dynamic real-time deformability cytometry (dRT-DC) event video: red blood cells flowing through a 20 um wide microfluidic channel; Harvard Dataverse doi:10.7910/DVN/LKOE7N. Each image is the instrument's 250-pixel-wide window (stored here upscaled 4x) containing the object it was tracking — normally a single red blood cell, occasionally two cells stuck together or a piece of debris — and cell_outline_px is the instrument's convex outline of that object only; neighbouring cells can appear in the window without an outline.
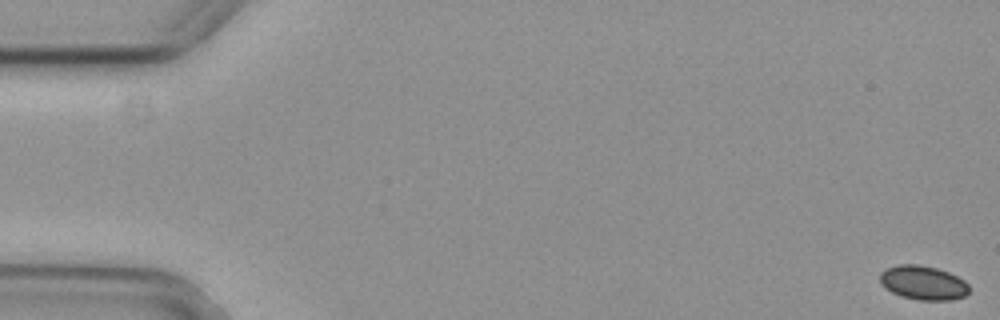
{"species": "common noctule bat (a hibernating species)", "species_latin": "Nyctalus noctula", "temperature_condition": "cold", "stored_images_in_passage": 5, "camera_frame_rate_fps": 3000, "um_per_image_px": 0.085, "animal": {"sex": "female", "body_mass_g": 29.2, "forearm_length_mm": 56.3}, "frame": {"image": 1, "passage_image": 1, "time_ms": 0.0, "image_size_px": [1000, 320], "cell_outline_px": [[968, 292], [964, 296], [952, 300], [920, 300], [900, 296], [884, 288], [880, 284], [880, 272], [888, 268], [900, 264], [916, 264], [936, 268], [948, 272], [964, 280], [968, 284]], "centroid_in_image_um": [78.44, 24.04], "position_along_channel_um": 6.6, "area_um2": 17.69}}
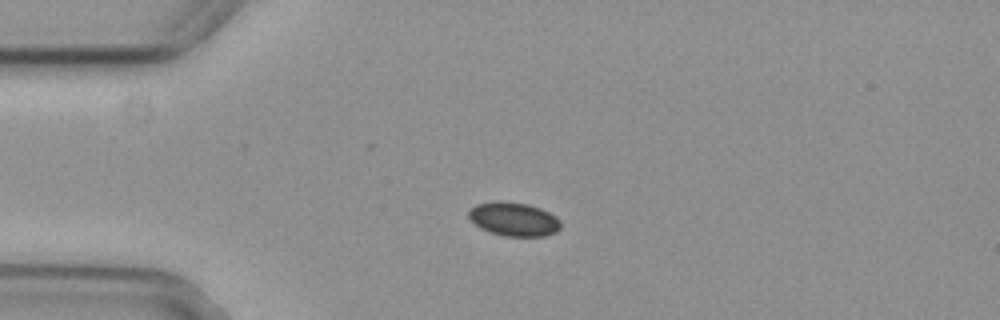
{"frame": {"image": 2, "passage_image": 4, "time_ms": 1.0, "image_size_px": [1000, 320], "cell_outline_px": [[560, 228], [556, 232], [544, 236], [504, 236], [488, 232], [480, 228], [468, 220], [468, 212], [476, 204], [496, 200], [504, 200], [528, 204], [540, 208], [556, 216], [560, 220]], "centroid_in_image_um": [43.63, 18.62], "position_along_channel_um": 41.4, "area_um2": 18.44}}